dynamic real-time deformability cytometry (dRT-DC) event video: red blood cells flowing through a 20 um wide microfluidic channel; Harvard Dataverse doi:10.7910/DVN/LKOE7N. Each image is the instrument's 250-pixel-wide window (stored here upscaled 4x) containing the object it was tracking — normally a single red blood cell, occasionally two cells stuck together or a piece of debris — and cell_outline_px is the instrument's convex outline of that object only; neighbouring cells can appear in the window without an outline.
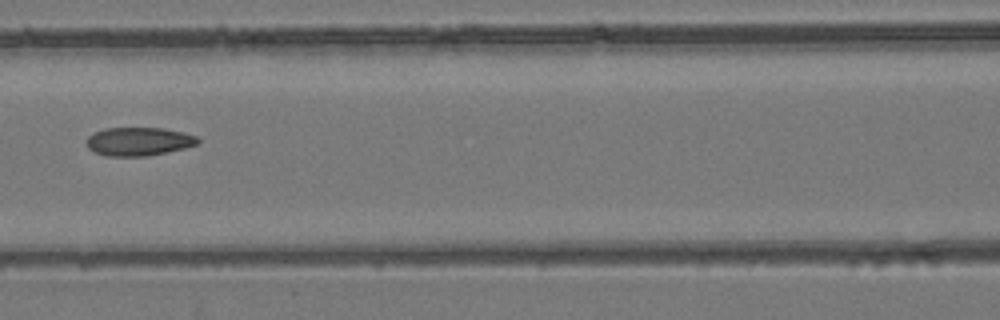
{"species": "common noctule bat (a hibernating species)", "species_latin": "Nyctalus noctula", "temperature_condition": "room temperature", "stored_images_in_passage": 8, "camera_frame_rate_fps": 3000, "um_per_image_px": 0.085, "animal": {"sex": "female", "body_mass_g": 24.6, "forearm_length_mm": 56.2}, "frame": {"image": 1, "passage_image": 8, "time_ms": 2.333, "image_size_px": [1000, 320], "cell_outline_px": [[200, 140], [196, 144], [184, 148], [168, 152], [148, 156], [104, 156], [88, 148], [84, 140], [92, 132], [104, 128], [164, 128], [184, 132], [196, 136]], "centroid_in_image_um": [11.75, 12.02], "position_along_channel_um": 154.9, "area_um2": 18.67}}